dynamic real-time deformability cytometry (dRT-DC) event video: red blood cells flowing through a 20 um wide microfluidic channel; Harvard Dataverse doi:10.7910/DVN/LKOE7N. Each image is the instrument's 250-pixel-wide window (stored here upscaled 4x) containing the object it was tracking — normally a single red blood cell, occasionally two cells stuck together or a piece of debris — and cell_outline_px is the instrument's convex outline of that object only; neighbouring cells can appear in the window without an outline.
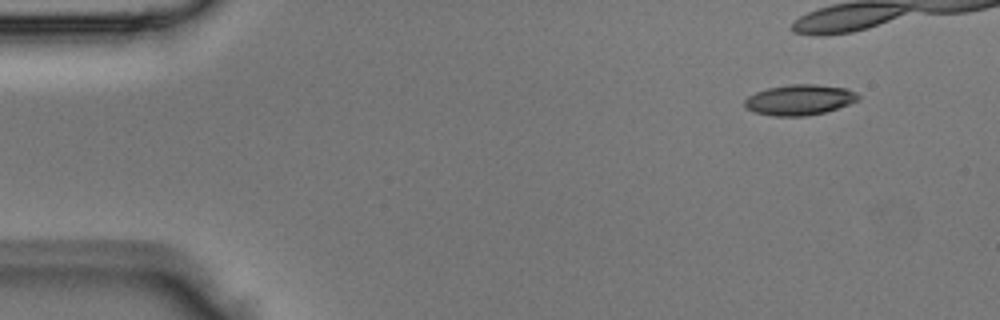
{"species": "Egyptian fruit bat (a non-hibernating species)", "species_latin": "Rousettus aegyptiacus", "temperature_condition": "room temperature", "stored_images_in_passage": 7, "camera_frame_rate_fps": 3000, "um_per_image_px": 0.085, "animal": {"sex": "male"}, "frame": {"image": 1, "passage_image": 1, "time_ms": 0.0, "image_size_px": [1000, 320], "cell_outline_px": [[860, 100], [824, 112], [804, 116], [772, 116], [756, 112], [744, 108], [744, 100], [748, 96], [756, 92], [768, 88], [788, 84], [816, 84], [844, 88], [856, 92], [860, 96]], "centroid_in_image_um": [67.94, 8.48], "position_along_channel_um": 17.1, "area_um2": 20.17}}
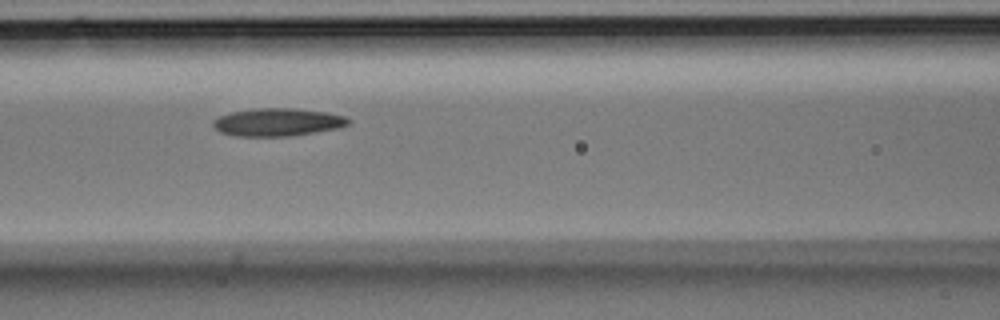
{"frame": {"image": 2, "passage_image": 6, "time_ms": 1.667, "image_size_px": [1000, 320], "cell_outline_px": [[352, 120], [348, 124], [336, 128], [292, 136], [232, 136], [220, 132], [212, 124], [212, 120], [220, 116], [232, 112], [256, 108], [292, 108], [324, 112], [344, 116]], "centroid_in_image_um": [23.56, 10.39], "position_along_channel_um": 143.0, "area_um2": 21.79}}
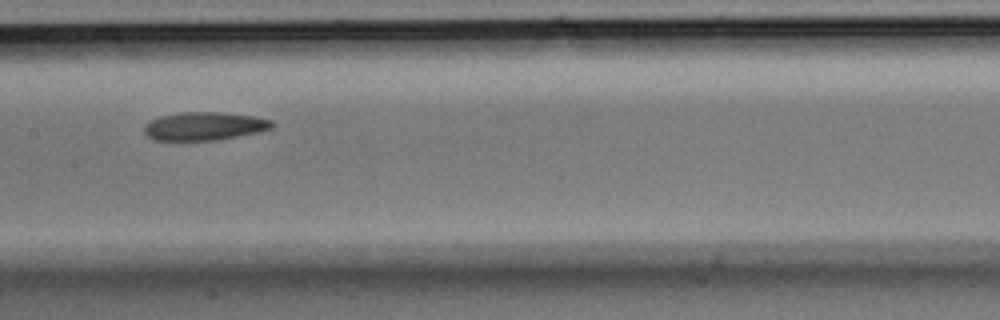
{"frame": {"image": 3, "passage_image": 7, "time_ms": 2.0, "image_size_px": [1000, 320], "cell_outline_px": [[276, 124], [272, 128], [260, 132], [216, 140], [152, 140], [144, 132], [144, 124], [160, 116], [184, 112], [216, 112], [252, 116], [272, 120]], "centroid_in_image_um": [17.38, 10.73], "position_along_channel_um": 190.0, "area_um2": 20.98}}